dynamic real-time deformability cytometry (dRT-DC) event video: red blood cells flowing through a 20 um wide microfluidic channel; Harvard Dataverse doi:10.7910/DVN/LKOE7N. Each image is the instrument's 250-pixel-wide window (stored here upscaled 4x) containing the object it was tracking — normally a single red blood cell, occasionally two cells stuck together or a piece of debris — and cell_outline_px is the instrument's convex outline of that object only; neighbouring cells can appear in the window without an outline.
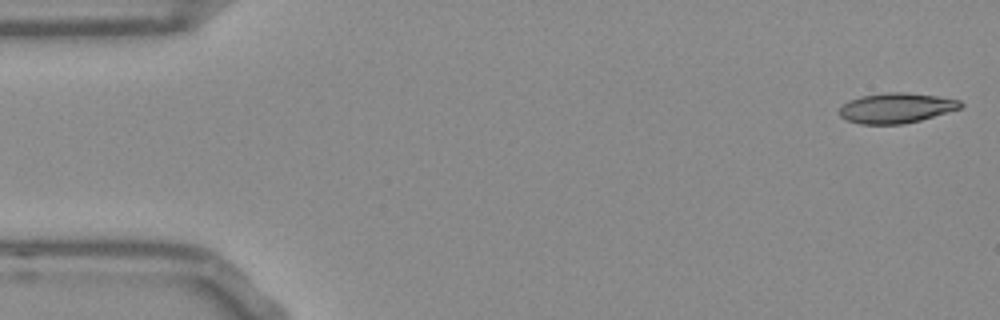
{"species": "Egyptian fruit bat (a non-hibernating species)", "species_latin": "Rousettus aegyptiacus", "temperature_condition": "room temperature", "stored_images_in_passage": 53, "segment_of_instrument_passage": [1, 2], "camera_frame_rate_fps": 3000, "um_per_image_px": 0.085, "frame": {"image": 1, "passage_image": 1, "time_ms": 0.0, "image_size_px": [1000, 320], "cell_outline_px": [[964, 104], [960, 108], [920, 120], [904, 124], [860, 124], [844, 120], [840, 116], [840, 108], [848, 100], [860, 96], [888, 92], [904, 92], [936, 96], [960, 100]], "centroid_in_image_um": [76.14, 9.18], "position_along_channel_um": 8.9, "area_um2": 21.21}}
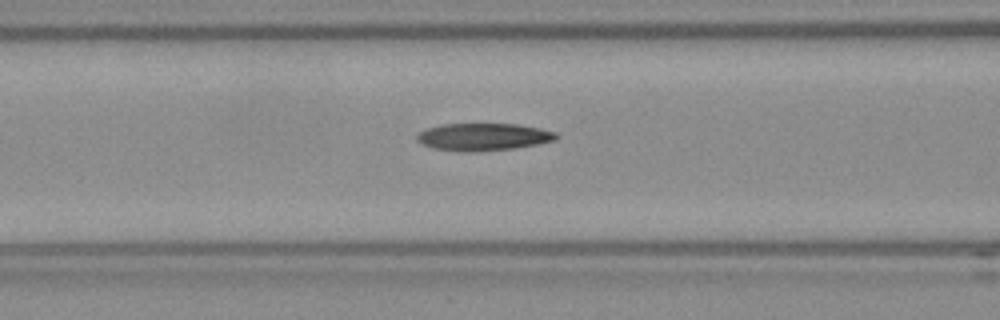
{"frame": {"image": 2, "passage_image": 20, "time_ms": 6.333, "image_size_px": [1000, 320], "cell_outline_px": [[560, 136], [556, 140], [536, 144], [512, 148], [476, 152], [468, 152], [432, 148], [416, 140], [416, 136], [420, 132], [428, 128], [444, 124], [516, 124], [540, 128], [556, 132]], "centroid_in_image_um": [41.1, 11.63], "position_along_channel_um": 125.5, "area_um2": 22.08}}
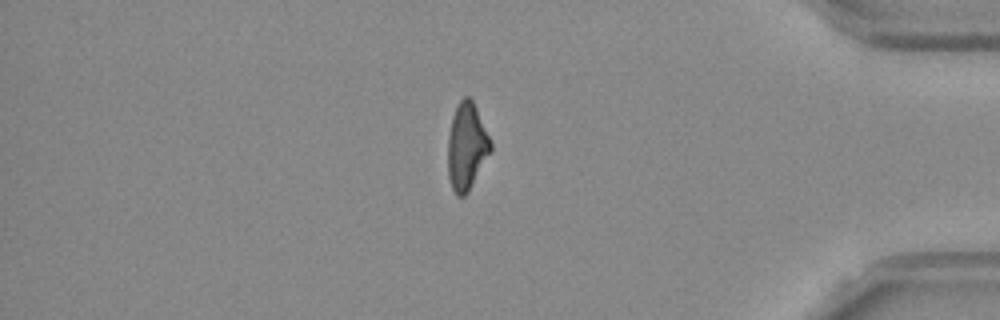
{"frame": {"image": 3, "passage_image": 44, "time_ms": 14.333, "image_size_px": [1000, 320], "cell_outline_px": [[492, 148], [468, 192], [464, 196], [456, 196], [452, 188], [448, 176], [448, 136], [452, 116], [456, 104], [464, 96], [468, 96], [472, 100], [476, 108], [492, 144]], "centroid_in_image_um": [39.64, 12.44], "position_along_channel_um": 395.6, "area_um2": 21.44}}